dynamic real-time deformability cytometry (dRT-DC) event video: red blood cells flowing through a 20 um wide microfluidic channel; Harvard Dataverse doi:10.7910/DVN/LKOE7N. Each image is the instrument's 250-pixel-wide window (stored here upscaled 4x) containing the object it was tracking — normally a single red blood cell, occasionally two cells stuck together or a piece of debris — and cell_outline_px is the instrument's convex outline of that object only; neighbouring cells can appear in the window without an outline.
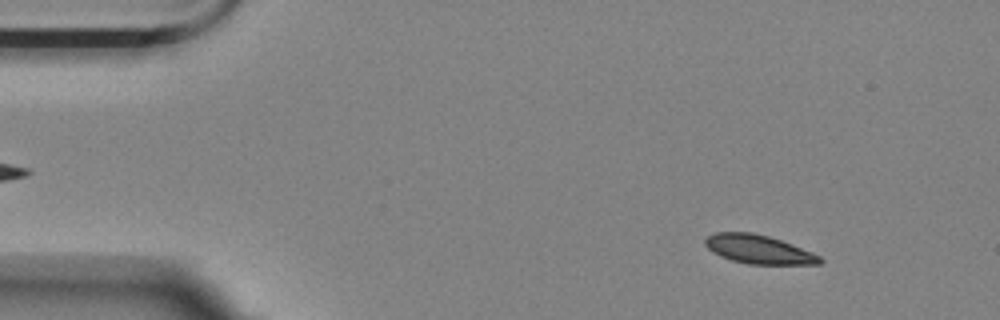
{"species": "Egyptian fruit bat (a non-hibernating species)", "species_latin": "Rousettus aegyptiacus", "temperature_condition": "room temperature", "stored_images_in_passage": 53, "camera_frame_rate_fps": 3000, "um_per_image_px": 0.085, "animal": {"sex": "female"}, "frame": {"image": 1, "passage_image": 3, "time_ms": 0.667, "image_size_px": [1000, 320], "cell_outline_px": [[824, 260], [820, 264], [748, 264], [732, 260], [720, 256], [712, 252], [704, 244], [704, 240], [708, 236], [716, 232], [752, 232], [768, 236], [792, 244], [812, 252], [820, 256]], "centroid_in_image_um": [64.47, 21.19], "position_along_channel_um": 20.5, "area_um2": 19.19}}
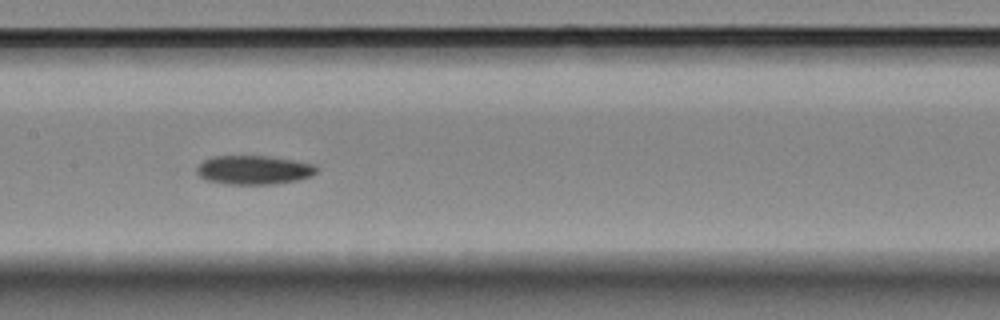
{"frame": {"image": 2, "passage_image": 24, "time_ms": 7.667, "image_size_px": [1000, 320], "cell_outline_px": [[320, 168], [312, 176], [296, 180], [272, 184], [224, 184], [204, 180], [196, 172], [196, 168], [204, 160], [212, 156], [268, 156], [316, 164]], "centroid_in_image_um": [21.57, 14.44], "position_along_channel_um": 185.8, "area_um2": 20.35}}
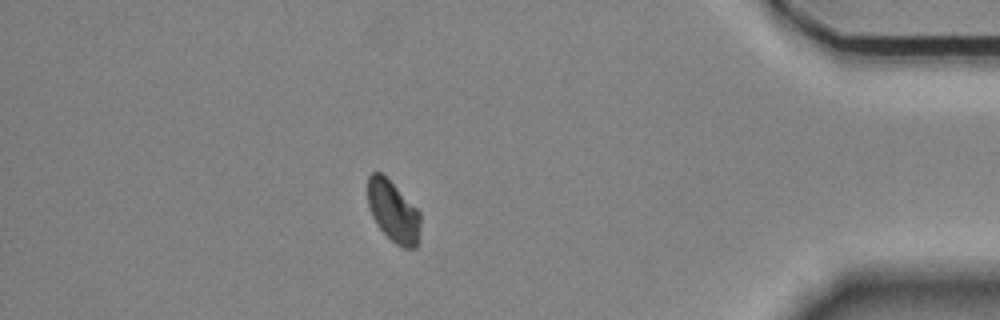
{"frame": {"image": 3, "passage_image": 46, "time_ms": 15.0, "image_size_px": [1000, 320], "cell_outline_px": [[420, 224], [416, 248], [404, 248], [396, 244], [380, 228], [372, 216], [368, 204], [368, 176], [372, 172], [380, 172], [420, 212]], "centroid_in_image_um": [33.42, 17.98], "position_along_channel_um": 401.8, "area_um2": 18.26}, "authors_computed_cell_mechanics": {"area_um2": 19.7676, "velocity_mm_per_s": 3.4999, "shape_relaxation_time_tau1_ms": 5.126, "shape_relaxation_time_tau2_ms": null, "deformation_change_tau1": 0.1124, "deformation_change_tau2": null}}